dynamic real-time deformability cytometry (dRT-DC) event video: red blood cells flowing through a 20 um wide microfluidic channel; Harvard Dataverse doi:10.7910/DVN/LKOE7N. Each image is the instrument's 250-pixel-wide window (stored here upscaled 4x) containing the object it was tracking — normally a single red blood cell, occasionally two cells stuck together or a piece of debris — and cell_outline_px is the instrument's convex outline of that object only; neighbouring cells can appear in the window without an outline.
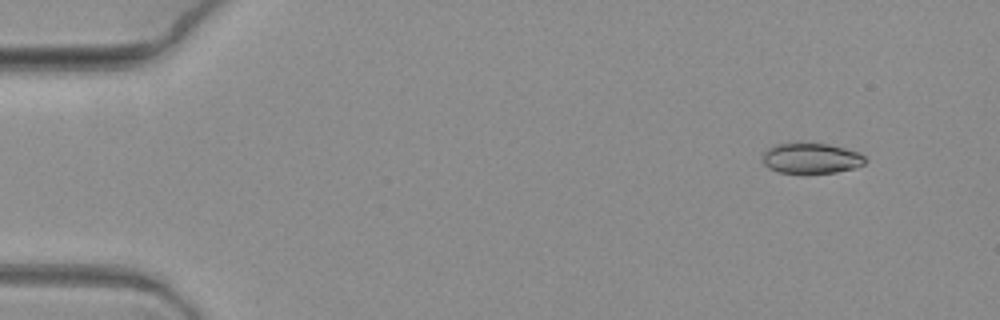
{"species": "common noctule bat (a hibernating species)", "species_latin": "Nyctalus noctula", "temperature_condition": "warm", "stored_images_in_passage": 8, "camera_frame_rate_fps": 3000, "um_per_image_px": 0.085, "animal": {"sex": "female", "body_mass_g": 19.3, "forearm_length_mm": 54.1}, "frame": {"image": 1, "passage_image": 2, "time_ms": 0.333, "image_size_px": [1000, 320], "cell_outline_px": [[868, 160], [864, 164], [856, 168], [836, 172], [804, 176], [780, 172], [768, 168], [764, 164], [764, 152], [768, 148], [776, 144], [796, 140], [828, 144], [860, 152]], "centroid_in_image_um": [68.95, 13.46], "position_along_channel_um": 16.0, "area_um2": 19.42}}
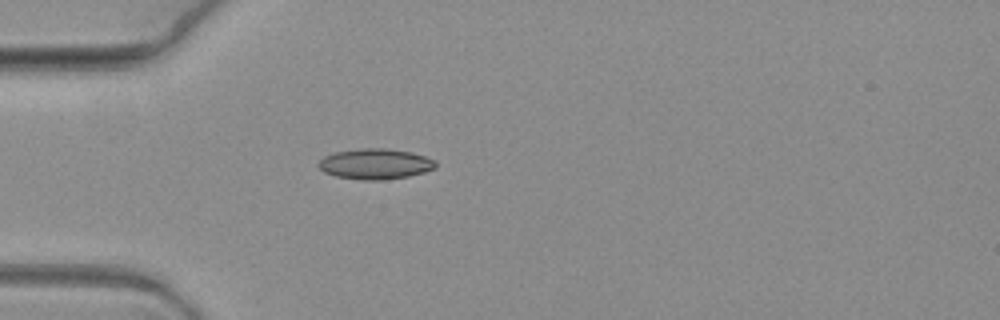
{"frame": {"image": 2, "passage_image": 6, "time_ms": 1.667, "image_size_px": [1000, 320], "cell_outline_px": [[436, 168], [424, 172], [408, 176], [380, 180], [360, 180], [336, 176], [324, 172], [316, 164], [324, 156], [336, 152], [360, 148], [388, 148], [412, 152], [424, 156], [432, 160], [436, 164]], "centroid_in_image_um": [31.87, 13.93], "position_along_channel_um": 53.1, "area_um2": 20.81}}